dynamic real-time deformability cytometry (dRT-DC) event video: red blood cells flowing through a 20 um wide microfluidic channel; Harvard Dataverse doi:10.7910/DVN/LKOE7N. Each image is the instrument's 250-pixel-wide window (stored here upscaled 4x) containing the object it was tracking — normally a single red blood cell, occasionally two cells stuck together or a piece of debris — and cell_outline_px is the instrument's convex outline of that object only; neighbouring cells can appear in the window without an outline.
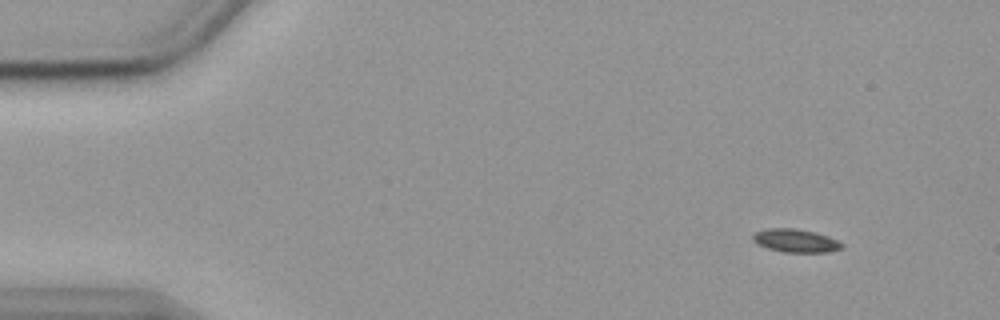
{"species": "common noctule bat (a hibernating species)", "species_latin": "Nyctalus noctula", "temperature_condition": "cold", "stored_images_in_passage": 56, "camera_frame_rate_fps": 3000, "um_per_image_px": 0.085, "animal": {"sex": "female", "body_mass_g": 19.9}, "frame": {"image": 1, "passage_image": 5, "time_ms": 1.333, "image_size_px": [1000, 320], "cell_outline_px": [[844, 248], [828, 252], [784, 252], [768, 248], [756, 244], [752, 240], [752, 236], [756, 232], [764, 228], [796, 228], [816, 232], [828, 236], [844, 244]], "centroid_in_image_um": [67.62, 20.45], "position_along_channel_um": 17.4, "area_um2": 12.2}}
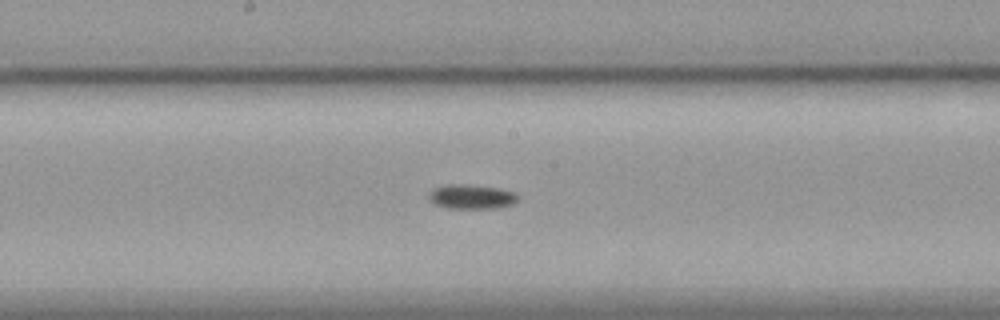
{"frame": {"image": 2, "passage_image": 29, "time_ms": 9.333, "image_size_px": [1000, 320], "cell_outline_px": [[520, 200], [512, 204], [496, 208], [448, 208], [436, 204], [428, 196], [428, 192], [432, 188], [444, 184], [468, 184], [500, 188], [516, 192], [520, 196]], "centroid_in_image_um": [40.12, 16.7], "position_along_channel_um": 208.1, "area_um2": 12.95}}
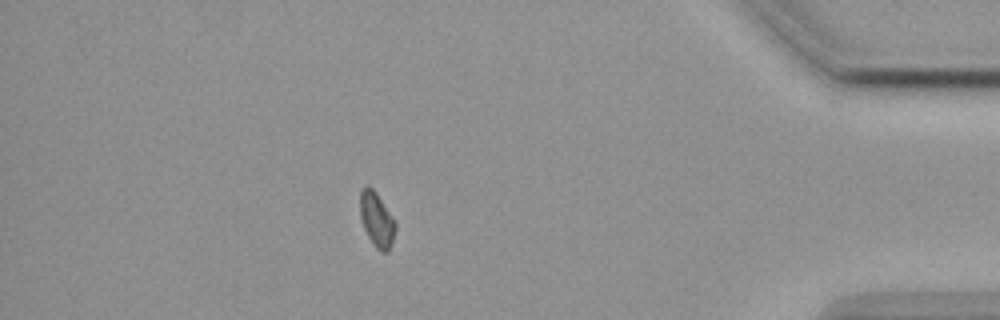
{"frame": {"image": 3, "passage_image": 49, "time_ms": 16.0, "image_size_px": [1000, 320], "cell_outline_px": [[396, 228], [388, 252], [380, 252], [372, 244], [364, 228], [360, 216], [360, 192], [364, 184], [368, 184], [376, 192], [396, 220]], "centroid_in_image_um": [32.02, 18.64], "position_along_channel_um": 403.2, "area_um2": 11.44}, "authors_computed_cell_mechanics": {"area_um2": 11.8779, "velocity_mm_per_s": 3.5667, "shape_relaxation_time_tau1_ms": 3.0726, "shape_relaxation_time_tau2_ms": null, "deformation_change_tau1": 0.0751, "deformation_change_tau2": null}}